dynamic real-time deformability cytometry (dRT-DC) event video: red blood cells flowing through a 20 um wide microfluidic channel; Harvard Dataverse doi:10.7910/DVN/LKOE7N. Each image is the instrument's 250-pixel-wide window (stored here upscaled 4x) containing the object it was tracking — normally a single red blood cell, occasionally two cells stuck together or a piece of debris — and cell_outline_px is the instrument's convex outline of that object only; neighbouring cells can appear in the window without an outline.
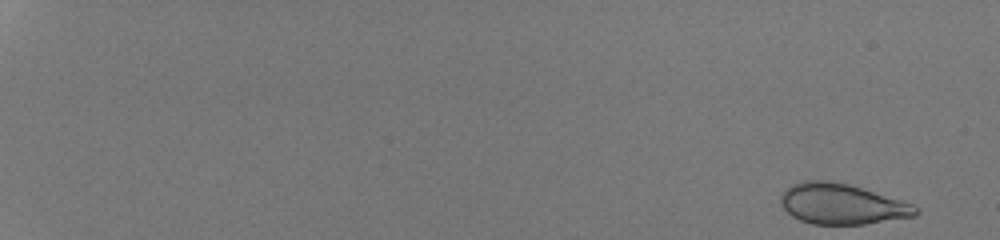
{"species": "human", "species_latin": "Homo sapiens", "temperature_condition": "room temperature", "stored_images_in_passage": 50, "camera_frame_rate_fps": 3000, "um_per_image_px": 0.085, "donor": {"sex": "male"}, "frame": {"image": 1, "passage_image": 1, "time_ms": 0.0, "image_size_px": [1000, 240], "cell_outline_px": [[920, 212], [916, 216], [864, 224], [812, 224], [800, 220], [792, 216], [780, 204], [780, 196], [792, 184], [804, 180], [828, 180], [848, 184], [900, 200], [912, 204], [920, 208]], "centroid_in_image_um": [71.55, 17.34], "position_along_channel_um": 13.4, "area_um2": 31.73}}
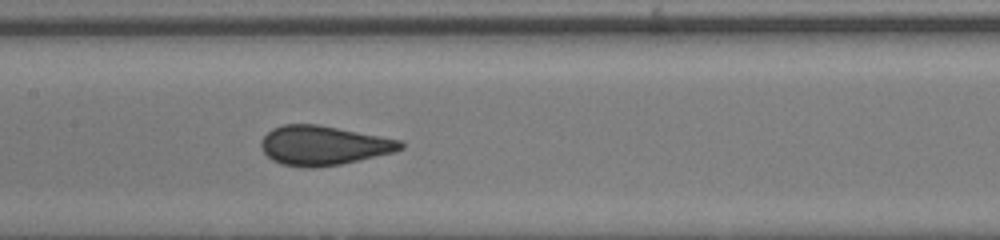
{"frame": {"image": 2, "passage_image": 29, "time_ms": 9.333, "image_size_px": [1000, 240], "cell_outline_px": [[404, 148], [392, 152], [360, 160], [340, 164], [312, 168], [280, 164], [272, 160], [264, 152], [260, 144], [260, 140], [272, 128], [284, 124], [316, 124], [404, 140]], "centroid_in_image_um": [27.5, 12.36], "position_along_channel_um": 179.9, "area_um2": 31.96}}
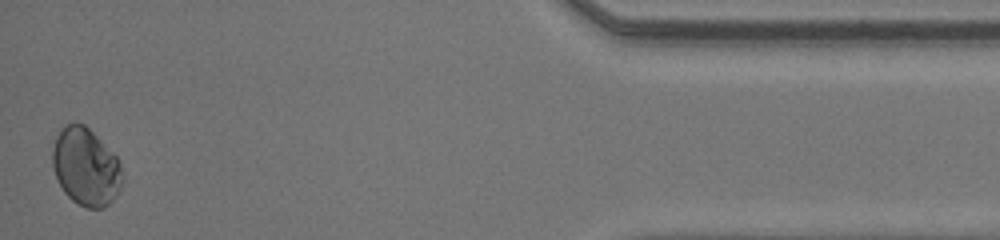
{"frame": {"image": 3, "passage_image": 50, "time_ms": 16.333, "image_size_px": [1000, 240], "cell_outline_px": [[124, 180], [116, 196], [104, 208], [88, 208], [72, 200], [64, 192], [56, 176], [52, 164], [52, 148], [56, 136], [64, 124], [84, 124], [116, 156], [120, 164], [124, 176]], "centroid_in_image_um": [7.3, 14.19], "position_along_channel_um": 427.9, "area_um2": 31.44}}